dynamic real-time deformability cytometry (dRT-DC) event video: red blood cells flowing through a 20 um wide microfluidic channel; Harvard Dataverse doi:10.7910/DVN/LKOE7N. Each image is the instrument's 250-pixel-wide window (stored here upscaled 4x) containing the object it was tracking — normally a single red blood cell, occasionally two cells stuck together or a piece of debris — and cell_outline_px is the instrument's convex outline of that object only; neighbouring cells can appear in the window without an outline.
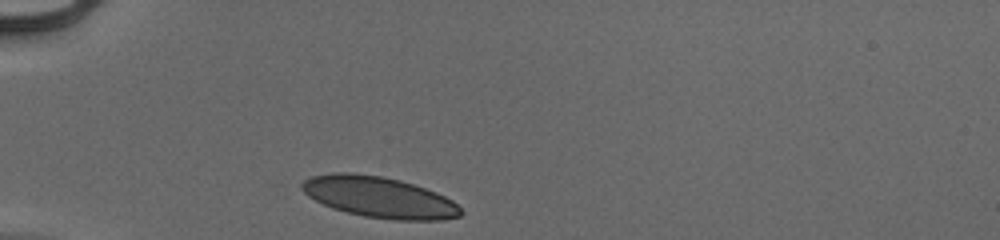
{"species": "human", "species_latin": "Homo sapiens", "temperature_condition": "cold", "stored_images_in_passage": 30, "camera_frame_rate_fps": 3000, "um_per_image_px": 0.085, "donor": {"sex": "male"}, "frame": {"image": 1, "passage_image": 1, "time_ms": 0.0, "image_size_px": [1000, 240], "cell_outline_px": [[464, 212], [460, 216], [444, 220], [392, 220], [364, 216], [332, 208], [308, 196], [300, 188], [300, 184], [304, 180], [312, 176], [332, 172], [348, 172], [380, 176], [400, 180], [436, 192], [452, 200]], "centroid_in_image_um": [32.23, 16.76], "position_along_channel_um": 52.8, "area_um2": 37.86}}
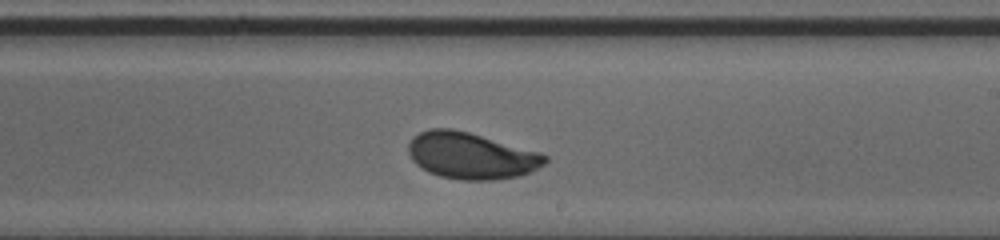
{"frame": {"image": 2, "passage_image": 18, "time_ms": 5.667, "image_size_px": [1000, 240], "cell_outline_px": [[548, 160], [544, 164], [520, 176], [492, 180], [460, 180], [440, 176], [428, 172], [416, 164], [412, 160], [408, 152], [408, 144], [412, 136], [428, 128], [452, 128], [468, 132], [540, 152], [548, 156]], "centroid_in_image_um": [40.01, 13.23], "position_along_channel_um": 249.0, "area_um2": 37.05}}
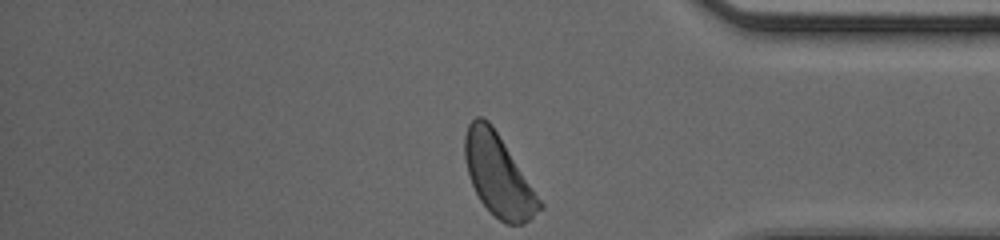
{"frame": {"image": 3, "passage_image": 30, "time_ms": 9.667, "image_size_px": [1000, 240], "cell_outline_px": [[544, 208], [524, 224], [504, 224], [480, 200], [472, 184], [468, 172], [464, 156], [464, 136], [468, 124], [476, 116], [480, 116], [488, 120], [492, 124], [544, 204]], "centroid_in_image_um": [42.37, 14.89], "position_along_channel_um": 392.8, "area_um2": 35.32}, "authors_computed_cell_mechanics": {"area_um2": 37.0787, "velocity_mm_per_s": 3.8986, "shape_relaxation_time_tau1_ms": 1.7724, "shape_relaxation_time_tau2_ms": null, "deformation_change_tau1": 0.0937, "deformation_change_tau2": null}}